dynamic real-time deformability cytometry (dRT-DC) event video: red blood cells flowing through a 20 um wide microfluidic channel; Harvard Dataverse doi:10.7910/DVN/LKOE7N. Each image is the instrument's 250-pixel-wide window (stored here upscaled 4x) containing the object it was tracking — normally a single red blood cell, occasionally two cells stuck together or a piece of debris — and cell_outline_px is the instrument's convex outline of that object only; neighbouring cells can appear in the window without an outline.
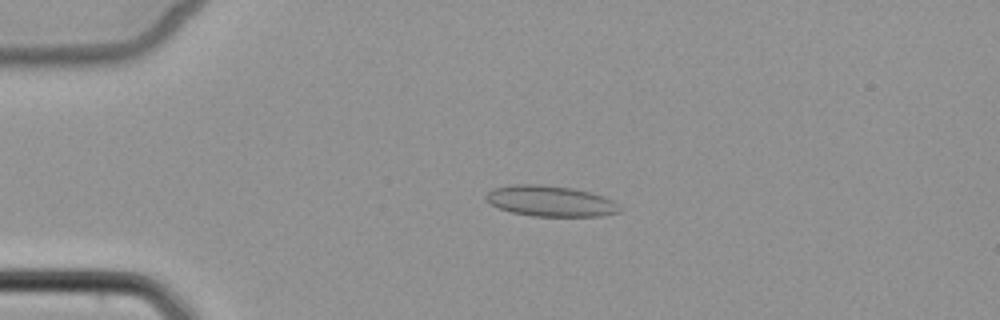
{"species": "common noctule bat (a hibernating species)", "species_latin": "Nyctalus noctula", "temperature_condition": "cold", "stored_images_in_passage": 5, "camera_frame_rate_fps": 3000, "um_per_image_px": 0.085, "animal": {"sex": "female", "body_mass_g": 22.7, "forearm_length_mm": 54.2}, "frame": {"image": 1, "passage_image": 4, "time_ms": 3.667, "image_size_px": [1000, 320], "cell_outline_px": [[624, 208], [620, 212], [600, 216], [532, 216], [512, 212], [500, 208], [492, 204], [484, 196], [492, 188], [512, 184], [540, 184], [572, 188], [592, 192], [604, 196], [620, 204]], "centroid_in_image_um": [46.84, 17.08], "position_along_channel_um": 38.2, "area_um2": 24.16}}